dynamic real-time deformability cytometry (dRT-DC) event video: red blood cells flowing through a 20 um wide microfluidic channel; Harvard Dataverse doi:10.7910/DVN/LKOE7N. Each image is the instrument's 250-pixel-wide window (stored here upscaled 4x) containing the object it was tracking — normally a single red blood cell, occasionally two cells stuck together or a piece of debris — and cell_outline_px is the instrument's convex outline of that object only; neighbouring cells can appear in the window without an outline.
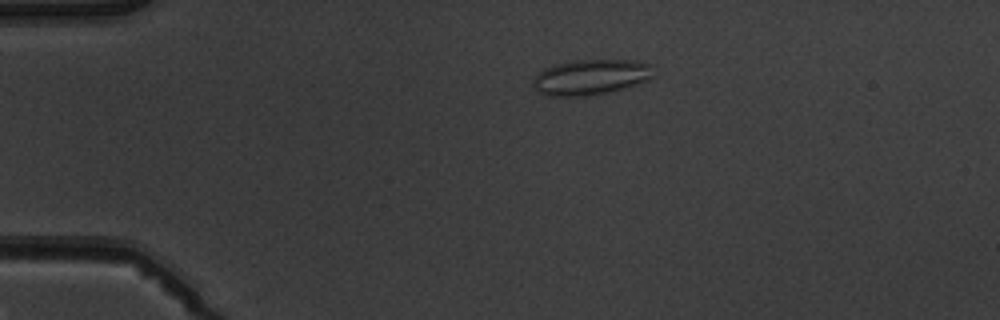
{"species": "common noctule bat (a hibernating species)", "species_latin": "Nyctalus noctula", "temperature_condition": "warm", "stored_images_in_passage": 4, "camera_frame_rate_fps": 3000, "um_per_image_px": 0.085, "animal": {"sex": "male", "body_mass_g": 19.5, "forearm_length_mm": 54.6}, "frame": {"image": 1, "passage_image": 3, "time_ms": 3.333, "image_size_px": [1000, 320], "cell_outline_px": [[652, 64], [648, 80], [612, 92], [596, 96], [544, 96], [532, 84], [532, 80], [544, 68], [556, 64], [572, 60], [636, 60]], "centroid_in_image_um": [50.19, 6.57], "position_along_channel_um": 34.8, "area_um2": 24.97}}